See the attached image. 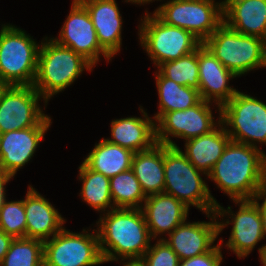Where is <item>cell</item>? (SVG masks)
<instances>
[{"mask_svg": "<svg viewBox=\"0 0 266 266\" xmlns=\"http://www.w3.org/2000/svg\"><path fill=\"white\" fill-rule=\"evenodd\" d=\"M207 177L233 201L253 200L266 185V153L230 140Z\"/></svg>", "mask_w": 266, "mask_h": 266, "instance_id": "6da1fadb", "label": "cell"}, {"mask_svg": "<svg viewBox=\"0 0 266 266\" xmlns=\"http://www.w3.org/2000/svg\"><path fill=\"white\" fill-rule=\"evenodd\" d=\"M97 225L104 263L141 259L150 248L151 236L141 208H113L100 216Z\"/></svg>", "mask_w": 266, "mask_h": 266, "instance_id": "7a4b0ae2", "label": "cell"}, {"mask_svg": "<svg viewBox=\"0 0 266 266\" xmlns=\"http://www.w3.org/2000/svg\"><path fill=\"white\" fill-rule=\"evenodd\" d=\"M41 42L38 53L37 74L33 87L40 93L44 103L69 87L84 71L94 67L71 48L64 47L52 38Z\"/></svg>", "mask_w": 266, "mask_h": 266, "instance_id": "3957f363", "label": "cell"}, {"mask_svg": "<svg viewBox=\"0 0 266 266\" xmlns=\"http://www.w3.org/2000/svg\"><path fill=\"white\" fill-rule=\"evenodd\" d=\"M179 147L164 145V192L174 196L187 208L191 205L204 213L215 212L219 204L205 180Z\"/></svg>", "mask_w": 266, "mask_h": 266, "instance_id": "277c9868", "label": "cell"}, {"mask_svg": "<svg viewBox=\"0 0 266 266\" xmlns=\"http://www.w3.org/2000/svg\"><path fill=\"white\" fill-rule=\"evenodd\" d=\"M40 45L24 30L2 25L0 30V80L7 86L33 85Z\"/></svg>", "mask_w": 266, "mask_h": 266, "instance_id": "5b68a950", "label": "cell"}, {"mask_svg": "<svg viewBox=\"0 0 266 266\" xmlns=\"http://www.w3.org/2000/svg\"><path fill=\"white\" fill-rule=\"evenodd\" d=\"M203 44L237 77L266 67V40L236 32L224 23Z\"/></svg>", "mask_w": 266, "mask_h": 266, "instance_id": "8992f818", "label": "cell"}, {"mask_svg": "<svg viewBox=\"0 0 266 266\" xmlns=\"http://www.w3.org/2000/svg\"><path fill=\"white\" fill-rule=\"evenodd\" d=\"M141 20L138 27L141 46L157 67L188 55L203 44L192 33L165 24L154 13L151 16L146 12L144 19Z\"/></svg>", "mask_w": 266, "mask_h": 266, "instance_id": "52a82bcc", "label": "cell"}, {"mask_svg": "<svg viewBox=\"0 0 266 266\" xmlns=\"http://www.w3.org/2000/svg\"><path fill=\"white\" fill-rule=\"evenodd\" d=\"M154 14L165 24L183 28L204 43L223 23V2L214 0H169Z\"/></svg>", "mask_w": 266, "mask_h": 266, "instance_id": "ba28073f", "label": "cell"}, {"mask_svg": "<svg viewBox=\"0 0 266 266\" xmlns=\"http://www.w3.org/2000/svg\"><path fill=\"white\" fill-rule=\"evenodd\" d=\"M220 117L231 141L255 148L256 142L266 144V104L261 100L237 91L221 107Z\"/></svg>", "mask_w": 266, "mask_h": 266, "instance_id": "9c48e42d", "label": "cell"}, {"mask_svg": "<svg viewBox=\"0 0 266 266\" xmlns=\"http://www.w3.org/2000/svg\"><path fill=\"white\" fill-rule=\"evenodd\" d=\"M73 233L65 228L43 245V266H94L103 264L97 230ZM85 232V233H84Z\"/></svg>", "mask_w": 266, "mask_h": 266, "instance_id": "30bf717a", "label": "cell"}, {"mask_svg": "<svg viewBox=\"0 0 266 266\" xmlns=\"http://www.w3.org/2000/svg\"><path fill=\"white\" fill-rule=\"evenodd\" d=\"M218 118L217 123L214 121L210 102L204 100L186 110L164 113L155 124L156 141L164 145L178 147L169 138L170 135H173L172 137L184 138L186 141L202 136L218 127L216 124H220L221 117Z\"/></svg>", "mask_w": 266, "mask_h": 266, "instance_id": "8fae6325", "label": "cell"}, {"mask_svg": "<svg viewBox=\"0 0 266 266\" xmlns=\"http://www.w3.org/2000/svg\"><path fill=\"white\" fill-rule=\"evenodd\" d=\"M240 204L239 211L235 214L228 206L227 210L218 204L215 208L216 217L231 215L227 221L218 222L219 234L230 223L232 226L231 235L226 243L227 249L233 251L238 257L244 258L255 248L261 239H265L263 218L259 206L253 200L234 201Z\"/></svg>", "mask_w": 266, "mask_h": 266, "instance_id": "7c38bea8", "label": "cell"}, {"mask_svg": "<svg viewBox=\"0 0 266 266\" xmlns=\"http://www.w3.org/2000/svg\"><path fill=\"white\" fill-rule=\"evenodd\" d=\"M40 93L29 86H7L0 96V134L38 126L48 115L38 105Z\"/></svg>", "mask_w": 266, "mask_h": 266, "instance_id": "4fadbf2b", "label": "cell"}, {"mask_svg": "<svg viewBox=\"0 0 266 266\" xmlns=\"http://www.w3.org/2000/svg\"><path fill=\"white\" fill-rule=\"evenodd\" d=\"M52 39L59 45L71 48L93 66L99 62L100 54L107 61L112 58L100 46L90 15L78 0H73L71 11L59 32V38Z\"/></svg>", "mask_w": 266, "mask_h": 266, "instance_id": "5bb4252c", "label": "cell"}, {"mask_svg": "<svg viewBox=\"0 0 266 266\" xmlns=\"http://www.w3.org/2000/svg\"><path fill=\"white\" fill-rule=\"evenodd\" d=\"M51 123L47 116L38 126L0 134V169L13 178L33 157Z\"/></svg>", "mask_w": 266, "mask_h": 266, "instance_id": "9a60e30c", "label": "cell"}, {"mask_svg": "<svg viewBox=\"0 0 266 266\" xmlns=\"http://www.w3.org/2000/svg\"><path fill=\"white\" fill-rule=\"evenodd\" d=\"M198 73V90L201 99L216 103L221 116V107L238 91L228 85L229 80L237 76L227 69L204 44L198 48Z\"/></svg>", "mask_w": 266, "mask_h": 266, "instance_id": "2e32d148", "label": "cell"}, {"mask_svg": "<svg viewBox=\"0 0 266 266\" xmlns=\"http://www.w3.org/2000/svg\"><path fill=\"white\" fill-rule=\"evenodd\" d=\"M206 215L212 222L185 221L169 234V239H164L180 260L204 254L215 247L212 244L219 235L218 220L215 212Z\"/></svg>", "mask_w": 266, "mask_h": 266, "instance_id": "e0dca14e", "label": "cell"}, {"mask_svg": "<svg viewBox=\"0 0 266 266\" xmlns=\"http://www.w3.org/2000/svg\"><path fill=\"white\" fill-rule=\"evenodd\" d=\"M151 238L169 235L187 220L189 208L174 196L159 193L148 196L141 207Z\"/></svg>", "mask_w": 266, "mask_h": 266, "instance_id": "ac0fdd59", "label": "cell"}, {"mask_svg": "<svg viewBox=\"0 0 266 266\" xmlns=\"http://www.w3.org/2000/svg\"><path fill=\"white\" fill-rule=\"evenodd\" d=\"M88 11L100 46L113 57L122 44V17L115 0H78Z\"/></svg>", "mask_w": 266, "mask_h": 266, "instance_id": "d6986e66", "label": "cell"}, {"mask_svg": "<svg viewBox=\"0 0 266 266\" xmlns=\"http://www.w3.org/2000/svg\"><path fill=\"white\" fill-rule=\"evenodd\" d=\"M24 208L26 213V238L45 242L64 228L65 219L32 186L28 187L24 199Z\"/></svg>", "mask_w": 266, "mask_h": 266, "instance_id": "ffe728a7", "label": "cell"}, {"mask_svg": "<svg viewBox=\"0 0 266 266\" xmlns=\"http://www.w3.org/2000/svg\"><path fill=\"white\" fill-rule=\"evenodd\" d=\"M223 23L244 35L266 40V0H224Z\"/></svg>", "mask_w": 266, "mask_h": 266, "instance_id": "44dd1931", "label": "cell"}, {"mask_svg": "<svg viewBox=\"0 0 266 266\" xmlns=\"http://www.w3.org/2000/svg\"><path fill=\"white\" fill-rule=\"evenodd\" d=\"M144 118L127 117L114 119L111 122V137L105 139L109 143L128 148L134 153L151 148L156 141L155 120L148 117L140 107Z\"/></svg>", "mask_w": 266, "mask_h": 266, "instance_id": "7402d4cb", "label": "cell"}, {"mask_svg": "<svg viewBox=\"0 0 266 266\" xmlns=\"http://www.w3.org/2000/svg\"><path fill=\"white\" fill-rule=\"evenodd\" d=\"M131 169L146 197L164 192V144L156 143L151 148L135 152Z\"/></svg>", "mask_w": 266, "mask_h": 266, "instance_id": "603a6c76", "label": "cell"}, {"mask_svg": "<svg viewBox=\"0 0 266 266\" xmlns=\"http://www.w3.org/2000/svg\"><path fill=\"white\" fill-rule=\"evenodd\" d=\"M222 125V126H221ZM211 132L192 138L185 143L187 159L200 171L208 175L217 160L222 156L226 145L231 140L225 127L220 122Z\"/></svg>", "mask_w": 266, "mask_h": 266, "instance_id": "cb8c5ba5", "label": "cell"}, {"mask_svg": "<svg viewBox=\"0 0 266 266\" xmlns=\"http://www.w3.org/2000/svg\"><path fill=\"white\" fill-rule=\"evenodd\" d=\"M134 152L128 148L109 143L104 138L95 144L83 163L91 170L108 178L131 169Z\"/></svg>", "mask_w": 266, "mask_h": 266, "instance_id": "d4e9b609", "label": "cell"}, {"mask_svg": "<svg viewBox=\"0 0 266 266\" xmlns=\"http://www.w3.org/2000/svg\"><path fill=\"white\" fill-rule=\"evenodd\" d=\"M155 75L159 95V112L154 115L155 122L164 113L186 110L202 100L198 89L177 84L166 78L159 70Z\"/></svg>", "mask_w": 266, "mask_h": 266, "instance_id": "484cf974", "label": "cell"}, {"mask_svg": "<svg viewBox=\"0 0 266 266\" xmlns=\"http://www.w3.org/2000/svg\"><path fill=\"white\" fill-rule=\"evenodd\" d=\"M79 179L83 182L80 195L87 204L96 211L104 213L114 208L110 192V178L89 169L82 162L79 167Z\"/></svg>", "mask_w": 266, "mask_h": 266, "instance_id": "4316f807", "label": "cell"}, {"mask_svg": "<svg viewBox=\"0 0 266 266\" xmlns=\"http://www.w3.org/2000/svg\"><path fill=\"white\" fill-rule=\"evenodd\" d=\"M110 192L114 208H141L147 198L132 169L110 178Z\"/></svg>", "mask_w": 266, "mask_h": 266, "instance_id": "83f0119b", "label": "cell"}, {"mask_svg": "<svg viewBox=\"0 0 266 266\" xmlns=\"http://www.w3.org/2000/svg\"><path fill=\"white\" fill-rule=\"evenodd\" d=\"M44 242L32 238H14L0 266H43Z\"/></svg>", "mask_w": 266, "mask_h": 266, "instance_id": "f1b7e54d", "label": "cell"}, {"mask_svg": "<svg viewBox=\"0 0 266 266\" xmlns=\"http://www.w3.org/2000/svg\"><path fill=\"white\" fill-rule=\"evenodd\" d=\"M157 68L177 84L199 89L198 49L177 60L162 63Z\"/></svg>", "mask_w": 266, "mask_h": 266, "instance_id": "f546056e", "label": "cell"}, {"mask_svg": "<svg viewBox=\"0 0 266 266\" xmlns=\"http://www.w3.org/2000/svg\"><path fill=\"white\" fill-rule=\"evenodd\" d=\"M0 230L13 238L26 237L24 200L4 201L0 208Z\"/></svg>", "mask_w": 266, "mask_h": 266, "instance_id": "4dcf8cb0", "label": "cell"}, {"mask_svg": "<svg viewBox=\"0 0 266 266\" xmlns=\"http://www.w3.org/2000/svg\"><path fill=\"white\" fill-rule=\"evenodd\" d=\"M141 259L145 266H179L180 263L177 254L161 237L153 247L150 245Z\"/></svg>", "mask_w": 266, "mask_h": 266, "instance_id": "1f68e13d", "label": "cell"}, {"mask_svg": "<svg viewBox=\"0 0 266 266\" xmlns=\"http://www.w3.org/2000/svg\"><path fill=\"white\" fill-rule=\"evenodd\" d=\"M223 240L211 251L204 254L180 260L179 266H220L222 262L221 245Z\"/></svg>", "mask_w": 266, "mask_h": 266, "instance_id": "d6a6232c", "label": "cell"}, {"mask_svg": "<svg viewBox=\"0 0 266 266\" xmlns=\"http://www.w3.org/2000/svg\"><path fill=\"white\" fill-rule=\"evenodd\" d=\"M262 198L263 202L260 204L259 200H261ZM253 201L259 206V209L261 211L263 218L264 235H266V185L255 195Z\"/></svg>", "mask_w": 266, "mask_h": 266, "instance_id": "836d02e7", "label": "cell"}, {"mask_svg": "<svg viewBox=\"0 0 266 266\" xmlns=\"http://www.w3.org/2000/svg\"><path fill=\"white\" fill-rule=\"evenodd\" d=\"M13 239L14 238L12 236L7 235L4 231L0 230V264L8 252Z\"/></svg>", "mask_w": 266, "mask_h": 266, "instance_id": "e575fe53", "label": "cell"}, {"mask_svg": "<svg viewBox=\"0 0 266 266\" xmlns=\"http://www.w3.org/2000/svg\"><path fill=\"white\" fill-rule=\"evenodd\" d=\"M12 179L7 173H5L2 169H0V208L4 201L6 200L5 195V185Z\"/></svg>", "mask_w": 266, "mask_h": 266, "instance_id": "d590c367", "label": "cell"}, {"mask_svg": "<svg viewBox=\"0 0 266 266\" xmlns=\"http://www.w3.org/2000/svg\"><path fill=\"white\" fill-rule=\"evenodd\" d=\"M123 266H145L142 259H128V262L123 263Z\"/></svg>", "mask_w": 266, "mask_h": 266, "instance_id": "8d00e7d4", "label": "cell"}, {"mask_svg": "<svg viewBox=\"0 0 266 266\" xmlns=\"http://www.w3.org/2000/svg\"><path fill=\"white\" fill-rule=\"evenodd\" d=\"M154 0H126L125 2H132V3H139V4H146V3H150ZM158 1V0H157Z\"/></svg>", "mask_w": 266, "mask_h": 266, "instance_id": "74e56055", "label": "cell"}, {"mask_svg": "<svg viewBox=\"0 0 266 266\" xmlns=\"http://www.w3.org/2000/svg\"><path fill=\"white\" fill-rule=\"evenodd\" d=\"M260 260L263 266H266V250L260 254Z\"/></svg>", "mask_w": 266, "mask_h": 266, "instance_id": "f35d334b", "label": "cell"}, {"mask_svg": "<svg viewBox=\"0 0 266 266\" xmlns=\"http://www.w3.org/2000/svg\"><path fill=\"white\" fill-rule=\"evenodd\" d=\"M6 87L7 85L3 81L0 80V96Z\"/></svg>", "mask_w": 266, "mask_h": 266, "instance_id": "ab89813d", "label": "cell"}, {"mask_svg": "<svg viewBox=\"0 0 266 266\" xmlns=\"http://www.w3.org/2000/svg\"><path fill=\"white\" fill-rule=\"evenodd\" d=\"M259 250V255L266 250V244H264L261 248L258 249Z\"/></svg>", "mask_w": 266, "mask_h": 266, "instance_id": "60d3db41", "label": "cell"}]
</instances>
